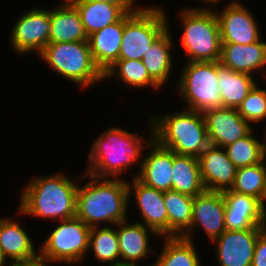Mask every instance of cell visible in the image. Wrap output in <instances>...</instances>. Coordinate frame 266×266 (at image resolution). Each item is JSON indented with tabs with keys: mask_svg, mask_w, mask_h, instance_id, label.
Wrapping results in <instances>:
<instances>
[{
	"mask_svg": "<svg viewBox=\"0 0 266 266\" xmlns=\"http://www.w3.org/2000/svg\"><path fill=\"white\" fill-rule=\"evenodd\" d=\"M91 178L85 186L77 187L76 214L88 227L107 222L116 226L127 220L128 181L121 178H101L86 172ZM89 175V176H88Z\"/></svg>",
	"mask_w": 266,
	"mask_h": 266,
	"instance_id": "obj_1",
	"label": "cell"
},
{
	"mask_svg": "<svg viewBox=\"0 0 266 266\" xmlns=\"http://www.w3.org/2000/svg\"><path fill=\"white\" fill-rule=\"evenodd\" d=\"M77 187L63 173L31 179L22 192L19 211L56 221L75 217Z\"/></svg>",
	"mask_w": 266,
	"mask_h": 266,
	"instance_id": "obj_2",
	"label": "cell"
},
{
	"mask_svg": "<svg viewBox=\"0 0 266 266\" xmlns=\"http://www.w3.org/2000/svg\"><path fill=\"white\" fill-rule=\"evenodd\" d=\"M153 139L180 155L199 157L210 145L202 112L183 109L165 116H149Z\"/></svg>",
	"mask_w": 266,
	"mask_h": 266,
	"instance_id": "obj_3",
	"label": "cell"
},
{
	"mask_svg": "<svg viewBox=\"0 0 266 266\" xmlns=\"http://www.w3.org/2000/svg\"><path fill=\"white\" fill-rule=\"evenodd\" d=\"M129 133L126 129L109 128L92 143L87 173L93 176L120 178L141 156L142 146L147 140Z\"/></svg>",
	"mask_w": 266,
	"mask_h": 266,
	"instance_id": "obj_4",
	"label": "cell"
},
{
	"mask_svg": "<svg viewBox=\"0 0 266 266\" xmlns=\"http://www.w3.org/2000/svg\"><path fill=\"white\" fill-rule=\"evenodd\" d=\"M206 8L184 9L180 13L184 29L181 43L189 62H215L221 57L218 20L215 11Z\"/></svg>",
	"mask_w": 266,
	"mask_h": 266,
	"instance_id": "obj_5",
	"label": "cell"
},
{
	"mask_svg": "<svg viewBox=\"0 0 266 266\" xmlns=\"http://www.w3.org/2000/svg\"><path fill=\"white\" fill-rule=\"evenodd\" d=\"M40 57L61 77L86 87L104 79L96 65L88 40L76 42H49Z\"/></svg>",
	"mask_w": 266,
	"mask_h": 266,
	"instance_id": "obj_6",
	"label": "cell"
},
{
	"mask_svg": "<svg viewBox=\"0 0 266 266\" xmlns=\"http://www.w3.org/2000/svg\"><path fill=\"white\" fill-rule=\"evenodd\" d=\"M164 10L138 8L124 16V30L118 60H142L152 43L169 27Z\"/></svg>",
	"mask_w": 266,
	"mask_h": 266,
	"instance_id": "obj_7",
	"label": "cell"
},
{
	"mask_svg": "<svg viewBox=\"0 0 266 266\" xmlns=\"http://www.w3.org/2000/svg\"><path fill=\"white\" fill-rule=\"evenodd\" d=\"M182 72L177 89L188 104L187 109L203 113L221 107L218 61H188Z\"/></svg>",
	"mask_w": 266,
	"mask_h": 266,
	"instance_id": "obj_8",
	"label": "cell"
},
{
	"mask_svg": "<svg viewBox=\"0 0 266 266\" xmlns=\"http://www.w3.org/2000/svg\"><path fill=\"white\" fill-rule=\"evenodd\" d=\"M90 229L76 216L61 220L41 246L39 258L48 263L81 262L88 252Z\"/></svg>",
	"mask_w": 266,
	"mask_h": 266,
	"instance_id": "obj_9",
	"label": "cell"
},
{
	"mask_svg": "<svg viewBox=\"0 0 266 266\" xmlns=\"http://www.w3.org/2000/svg\"><path fill=\"white\" fill-rule=\"evenodd\" d=\"M18 19L9 38L12 48L19 54L34 50L40 54L49 43L50 10L30 9Z\"/></svg>",
	"mask_w": 266,
	"mask_h": 266,
	"instance_id": "obj_10",
	"label": "cell"
},
{
	"mask_svg": "<svg viewBox=\"0 0 266 266\" xmlns=\"http://www.w3.org/2000/svg\"><path fill=\"white\" fill-rule=\"evenodd\" d=\"M202 227L211 242L218 238L225 228V198L221 191L205 190L194 197L191 227L181 236L193 241L192 227ZM192 231V232H191Z\"/></svg>",
	"mask_w": 266,
	"mask_h": 266,
	"instance_id": "obj_11",
	"label": "cell"
},
{
	"mask_svg": "<svg viewBox=\"0 0 266 266\" xmlns=\"http://www.w3.org/2000/svg\"><path fill=\"white\" fill-rule=\"evenodd\" d=\"M222 12H215L221 43L253 44L261 39L254 15L238 1L230 2Z\"/></svg>",
	"mask_w": 266,
	"mask_h": 266,
	"instance_id": "obj_12",
	"label": "cell"
},
{
	"mask_svg": "<svg viewBox=\"0 0 266 266\" xmlns=\"http://www.w3.org/2000/svg\"><path fill=\"white\" fill-rule=\"evenodd\" d=\"M266 226L247 230H226L213 243L219 266H251L258 235Z\"/></svg>",
	"mask_w": 266,
	"mask_h": 266,
	"instance_id": "obj_13",
	"label": "cell"
},
{
	"mask_svg": "<svg viewBox=\"0 0 266 266\" xmlns=\"http://www.w3.org/2000/svg\"><path fill=\"white\" fill-rule=\"evenodd\" d=\"M210 145L224 148L252 131L251 123L233 108H213L203 112Z\"/></svg>",
	"mask_w": 266,
	"mask_h": 266,
	"instance_id": "obj_14",
	"label": "cell"
},
{
	"mask_svg": "<svg viewBox=\"0 0 266 266\" xmlns=\"http://www.w3.org/2000/svg\"><path fill=\"white\" fill-rule=\"evenodd\" d=\"M150 132L151 142H146L150 154L139 163V173L134 175L140 182L166 192L172 187L173 151L162 147L153 139V129Z\"/></svg>",
	"mask_w": 266,
	"mask_h": 266,
	"instance_id": "obj_15",
	"label": "cell"
},
{
	"mask_svg": "<svg viewBox=\"0 0 266 266\" xmlns=\"http://www.w3.org/2000/svg\"><path fill=\"white\" fill-rule=\"evenodd\" d=\"M128 183L129 197L134 191L138 211L143 219V225L152 229L157 236L168 237V215L164 204V192L149 187L133 177Z\"/></svg>",
	"mask_w": 266,
	"mask_h": 266,
	"instance_id": "obj_16",
	"label": "cell"
},
{
	"mask_svg": "<svg viewBox=\"0 0 266 266\" xmlns=\"http://www.w3.org/2000/svg\"><path fill=\"white\" fill-rule=\"evenodd\" d=\"M223 195L226 230H247L254 226H266V214L258 199L230 189L223 191Z\"/></svg>",
	"mask_w": 266,
	"mask_h": 266,
	"instance_id": "obj_17",
	"label": "cell"
},
{
	"mask_svg": "<svg viewBox=\"0 0 266 266\" xmlns=\"http://www.w3.org/2000/svg\"><path fill=\"white\" fill-rule=\"evenodd\" d=\"M198 159L206 190L223 192L233 186L237 168L224 148L209 145Z\"/></svg>",
	"mask_w": 266,
	"mask_h": 266,
	"instance_id": "obj_18",
	"label": "cell"
},
{
	"mask_svg": "<svg viewBox=\"0 0 266 266\" xmlns=\"http://www.w3.org/2000/svg\"><path fill=\"white\" fill-rule=\"evenodd\" d=\"M78 11L87 36L120 21L135 4H112L96 0H68Z\"/></svg>",
	"mask_w": 266,
	"mask_h": 266,
	"instance_id": "obj_19",
	"label": "cell"
},
{
	"mask_svg": "<svg viewBox=\"0 0 266 266\" xmlns=\"http://www.w3.org/2000/svg\"><path fill=\"white\" fill-rule=\"evenodd\" d=\"M29 235L19 222L10 218H0V251L7 259L9 266L30 262L39 258Z\"/></svg>",
	"mask_w": 266,
	"mask_h": 266,
	"instance_id": "obj_20",
	"label": "cell"
},
{
	"mask_svg": "<svg viewBox=\"0 0 266 266\" xmlns=\"http://www.w3.org/2000/svg\"><path fill=\"white\" fill-rule=\"evenodd\" d=\"M221 44L219 62L222 65L250 75L266 68V42L261 39L253 44Z\"/></svg>",
	"mask_w": 266,
	"mask_h": 266,
	"instance_id": "obj_21",
	"label": "cell"
},
{
	"mask_svg": "<svg viewBox=\"0 0 266 266\" xmlns=\"http://www.w3.org/2000/svg\"><path fill=\"white\" fill-rule=\"evenodd\" d=\"M123 30L124 17L88 36L93 59L103 73L118 61Z\"/></svg>",
	"mask_w": 266,
	"mask_h": 266,
	"instance_id": "obj_22",
	"label": "cell"
},
{
	"mask_svg": "<svg viewBox=\"0 0 266 266\" xmlns=\"http://www.w3.org/2000/svg\"><path fill=\"white\" fill-rule=\"evenodd\" d=\"M50 9L51 31L49 42H76L88 40L83 23L76 8L68 1Z\"/></svg>",
	"mask_w": 266,
	"mask_h": 266,
	"instance_id": "obj_23",
	"label": "cell"
},
{
	"mask_svg": "<svg viewBox=\"0 0 266 266\" xmlns=\"http://www.w3.org/2000/svg\"><path fill=\"white\" fill-rule=\"evenodd\" d=\"M127 220L116 224L117 236L120 250V261L136 263L138 260L148 256L151 247L149 246L150 233L157 235L152 229L147 228L141 222L133 224L126 223ZM122 259V260H121Z\"/></svg>",
	"mask_w": 266,
	"mask_h": 266,
	"instance_id": "obj_24",
	"label": "cell"
},
{
	"mask_svg": "<svg viewBox=\"0 0 266 266\" xmlns=\"http://www.w3.org/2000/svg\"><path fill=\"white\" fill-rule=\"evenodd\" d=\"M255 84L253 75L234 71L218 61L221 107L237 109Z\"/></svg>",
	"mask_w": 266,
	"mask_h": 266,
	"instance_id": "obj_25",
	"label": "cell"
},
{
	"mask_svg": "<svg viewBox=\"0 0 266 266\" xmlns=\"http://www.w3.org/2000/svg\"><path fill=\"white\" fill-rule=\"evenodd\" d=\"M171 190L195 197L206 189L203 185L199 159L173 152Z\"/></svg>",
	"mask_w": 266,
	"mask_h": 266,
	"instance_id": "obj_26",
	"label": "cell"
},
{
	"mask_svg": "<svg viewBox=\"0 0 266 266\" xmlns=\"http://www.w3.org/2000/svg\"><path fill=\"white\" fill-rule=\"evenodd\" d=\"M169 27L150 45L144 53L142 62L150 77L162 87L169 79L172 69L171 46L173 40L169 34Z\"/></svg>",
	"mask_w": 266,
	"mask_h": 266,
	"instance_id": "obj_27",
	"label": "cell"
},
{
	"mask_svg": "<svg viewBox=\"0 0 266 266\" xmlns=\"http://www.w3.org/2000/svg\"><path fill=\"white\" fill-rule=\"evenodd\" d=\"M194 197L173 190L164 192L168 215V237L182 236L192 224Z\"/></svg>",
	"mask_w": 266,
	"mask_h": 266,
	"instance_id": "obj_28",
	"label": "cell"
},
{
	"mask_svg": "<svg viewBox=\"0 0 266 266\" xmlns=\"http://www.w3.org/2000/svg\"><path fill=\"white\" fill-rule=\"evenodd\" d=\"M164 248L151 266H200L199 256L191 240L181 236L165 237Z\"/></svg>",
	"mask_w": 266,
	"mask_h": 266,
	"instance_id": "obj_29",
	"label": "cell"
},
{
	"mask_svg": "<svg viewBox=\"0 0 266 266\" xmlns=\"http://www.w3.org/2000/svg\"><path fill=\"white\" fill-rule=\"evenodd\" d=\"M266 161L237 169L231 191L258 199L262 204L266 194Z\"/></svg>",
	"mask_w": 266,
	"mask_h": 266,
	"instance_id": "obj_30",
	"label": "cell"
},
{
	"mask_svg": "<svg viewBox=\"0 0 266 266\" xmlns=\"http://www.w3.org/2000/svg\"><path fill=\"white\" fill-rule=\"evenodd\" d=\"M88 250H93V255L100 262L114 265L120 262V250L117 229L109 226L92 227L89 232Z\"/></svg>",
	"mask_w": 266,
	"mask_h": 266,
	"instance_id": "obj_31",
	"label": "cell"
},
{
	"mask_svg": "<svg viewBox=\"0 0 266 266\" xmlns=\"http://www.w3.org/2000/svg\"><path fill=\"white\" fill-rule=\"evenodd\" d=\"M117 73V74H116ZM119 77L125 84L130 87H147L152 86L158 90L160 86L150 77L147 68L142 60H118L104 73V80L112 77Z\"/></svg>",
	"mask_w": 266,
	"mask_h": 266,
	"instance_id": "obj_32",
	"label": "cell"
},
{
	"mask_svg": "<svg viewBox=\"0 0 266 266\" xmlns=\"http://www.w3.org/2000/svg\"><path fill=\"white\" fill-rule=\"evenodd\" d=\"M224 149L237 169L256 165L264 160L263 143L253 136V131Z\"/></svg>",
	"mask_w": 266,
	"mask_h": 266,
	"instance_id": "obj_33",
	"label": "cell"
},
{
	"mask_svg": "<svg viewBox=\"0 0 266 266\" xmlns=\"http://www.w3.org/2000/svg\"><path fill=\"white\" fill-rule=\"evenodd\" d=\"M237 110L247 122H261L266 118V89H260L256 83Z\"/></svg>",
	"mask_w": 266,
	"mask_h": 266,
	"instance_id": "obj_34",
	"label": "cell"
},
{
	"mask_svg": "<svg viewBox=\"0 0 266 266\" xmlns=\"http://www.w3.org/2000/svg\"><path fill=\"white\" fill-rule=\"evenodd\" d=\"M251 266H266V228L257 237Z\"/></svg>",
	"mask_w": 266,
	"mask_h": 266,
	"instance_id": "obj_35",
	"label": "cell"
},
{
	"mask_svg": "<svg viewBox=\"0 0 266 266\" xmlns=\"http://www.w3.org/2000/svg\"><path fill=\"white\" fill-rule=\"evenodd\" d=\"M46 262L47 261L38 258L36 260L21 263V264L15 265V266H48Z\"/></svg>",
	"mask_w": 266,
	"mask_h": 266,
	"instance_id": "obj_36",
	"label": "cell"
},
{
	"mask_svg": "<svg viewBox=\"0 0 266 266\" xmlns=\"http://www.w3.org/2000/svg\"><path fill=\"white\" fill-rule=\"evenodd\" d=\"M96 1H103L112 4H133L134 0H96Z\"/></svg>",
	"mask_w": 266,
	"mask_h": 266,
	"instance_id": "obj_37",
	"label": "cell"
},
{
	"mask_svg": "<svg viewBox=\"0 0 266 266\" xmlns=\"http://www.w3.org/2000/svg\"><path fill=\"white\" fill-rule=\"evenodd\" d=\"M109 266H137V262L136 263H130V262H117L114 265H109Z\"/></svg>",
	"mask_w": 266,
	"mask_h": 266,
	"instance_id": "obj_38",
	"label": "cell"
},
{
	"mask_svg": "<svg viewBox=\"0 0 266 266\" xmlns=\"http://www.w3.org/2000/svg\"><path fill=\"white\" fill-rule=\"evenodd\" d=\"M5 261H6V258L4 257V255L2 254V252L0 251V266H6L7 263Z\"/></svg>",
	"mask_w": 266,
	"mask_h": 266,
	"instance_id": "obj_39",
	"label": "cell"
},
{
	"mask_svg": "<svg viewBox=\"0 0 266 266\" xmlns=\"http://www.w3.org/2000/svg\"><path fill=\"white\" fill-rule=\"evenodd\" d=\"M265 139H264V143H263V156H264V160L266 161V132H265Z\"/></svg>",
	"mask_w": 266,
	"mask_h": 266,
	"instance_id": "obj_40",
	"label": "cell"
},
{
	"mask_svg": "<svg viewBox=\"0 0 266 266\" xmlns=\"http://www.w3.org/2000/svg\"><path fill=\"white\" fill-rule=\"evenodd\" d=\"M203 1H206V3L208 2V4L209 3H211V4L213 3L214 4V3L219 2L220 0H203Z\"/></svg>",
	"mask_w": 266,
	"mask_h": 266,
	"instance_id": "obj_41",
	"label": "cell"
},
{
	"mask_svg": "<svg viewBox=\"0 0 266 266\" xmlns=\"http://www.w3.org/2000/svg\"><path fill=\"white\" fill-rule=\"evenodd\" d=\"M265 201H266V194H265L264 202H263V204H262V205H263L264 212H265V214H266V208H265V207H266V205H265L266 202H265Z\"/></svg>",
	"mask_w": 266,
	"mask_h": 266,
	"instance_id": "obj_42",
	"label": "cell"
}]
</instances>
